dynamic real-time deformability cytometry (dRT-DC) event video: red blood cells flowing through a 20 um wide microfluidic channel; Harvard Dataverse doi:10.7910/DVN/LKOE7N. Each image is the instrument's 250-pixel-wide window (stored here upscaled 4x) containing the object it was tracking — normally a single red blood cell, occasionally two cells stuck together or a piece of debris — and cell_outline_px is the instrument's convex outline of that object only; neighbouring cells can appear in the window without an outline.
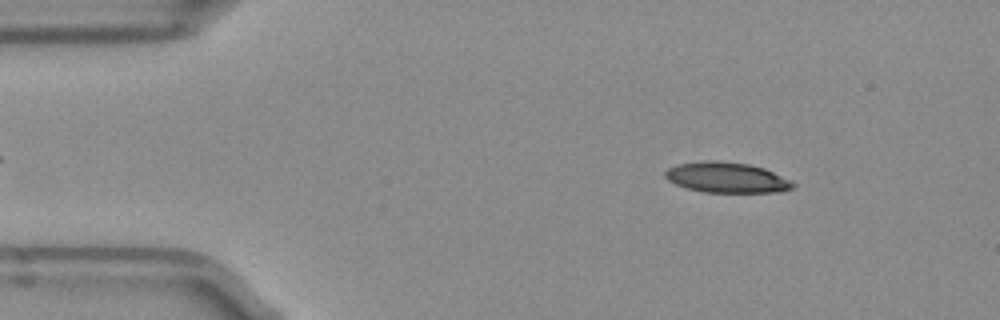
{"species": "Egyptian fruit bat (a non-hibernating species)", "species_latin": "Rousettus aegyptiacus", "temperature_condition": "room temperature", "stored_images_in_passage": 50, "camera_frame_rate_fps": 3000, "um_per_image_px": 0.085, "frame": {"image": 1, "passage_image": 6, "time_ms": 1.667, "image_size_px": [1000, 320], "cell_outline_px": [[796, 184], [792, 188], [784, 192], [704, 192], [688, 188], [676, 184], [668, 180], [664, 176], [664, 172], [668, 168], [676, 164], [700, 160], [716, 160], [748, 164], [764, 168]], "centroid_in_image_um": [61.72, 15.08], "position_along_channel_um": 23.3, "area_um2": 22.66}}
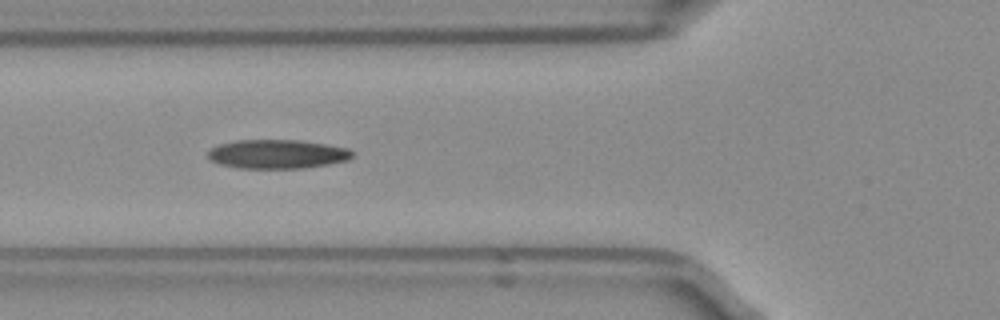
{"frame": {"image": 2, "passage_image": 17, "time_ms": 5.333, "image_size_px": [1000, 320], "cell_outline_px": [[352, 156], [348, 160], [328, 164], [304, 168], [240, 168], [220, 164], [212, 160], [208, 156], [208, 152], [212, 148], [220, 144], [236, 140], [300, 140], [348, 148], [352, 152]], "centroid_in_image_um": [23.57, 13.09], "position_along_channel_um": 102.2, "area_um2": 24.16}}
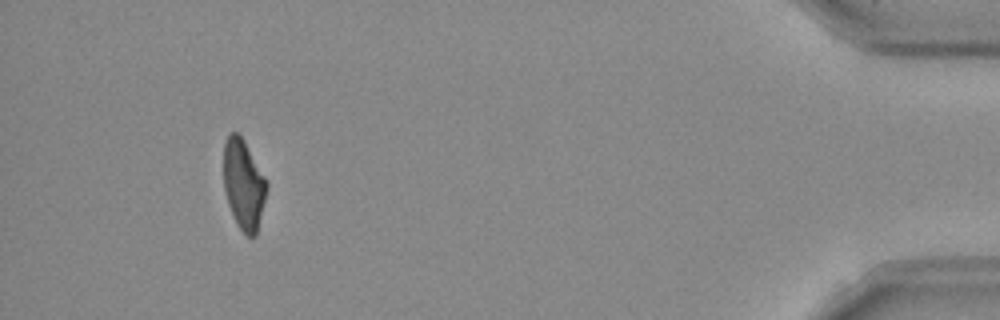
{"frame": {"image": 3, "passage_image": 46, "time_ms": 15.0, "image_size_px": [1000, 320], "cell_outline_px": [[268, 188], [256, 236], [248, 236], [236, 224], [228, 204], [224, 188], [224, 144], [228, 136], [232, 132], [236, 132], [244, 140], [268, 180]], "centroid_in_image_um": [20.73, 15.68], "position_along_channel_um": 414.5, "area_um2": 22.66}, "authors_computed_cell_mechanics": {"area_um2": 23.6402, "velocity_mm_per_s": 3.9659, "shape_relaxation_time_tau1_ms": null, "shape_relaxation_time_tau2_ms": 4.1522, "deformation_change_tau1": null, "deformation_change_tau2": 0.1298}}